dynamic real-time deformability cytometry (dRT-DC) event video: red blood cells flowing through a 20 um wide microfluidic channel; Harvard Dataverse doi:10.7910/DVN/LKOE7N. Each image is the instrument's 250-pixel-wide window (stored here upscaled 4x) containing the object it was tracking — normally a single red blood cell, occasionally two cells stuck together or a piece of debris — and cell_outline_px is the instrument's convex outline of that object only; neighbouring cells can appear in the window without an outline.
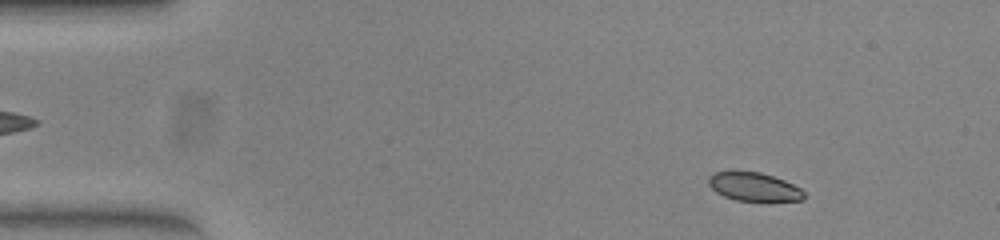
{"species": "common noctule bat (a hibernating species)", "species_latin": "Nyctalus noctula", "temperature_condition": "warm", "stored_images_in_passage": 53, "camera_frame_rate_fps": 3000, "um_per_image_px": 0.085, "animal": {"sex": "female", "body_mass_g": 23.0, "forearm_length_mm": 53.4}, "frame": {"image": 1, "passage_image": 7, "time_ms": 2.0, "image_size_px": [1000, 240], "cell_outline_px": [[804, 200], [736, 200], [724, 196], [716, 192], [708, 184], [708, 176], [716, 172], [760, 172], [784, 180], [800, 188], [804, 192]], "centroid_in_image_um": [64.07, 15.87], "position_along_channel_um": 20.9, "area_um2": 15.49}}
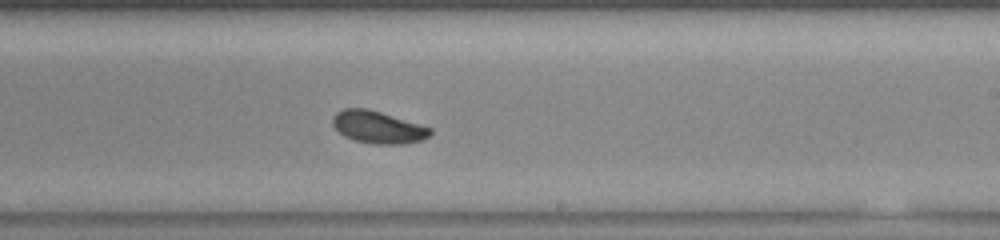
{"frame": {"image": 2, "passage_image": 32, "time_ms": 10.333, "image_size_px": [1000, 240], "cell_outline_px": [[432, 132], [428, 136], [420, 140], [400, 144], [372, 144], [356, 140], [344, 136], [332, 124], [332, 116], [336, 112], [344, 108], [364, 108], [380, 112], [432, 128]], "centroid_in_image_um": [32.09, 10.81], "position_along_channel_um": 256.9, "area_um2": 18.09}}
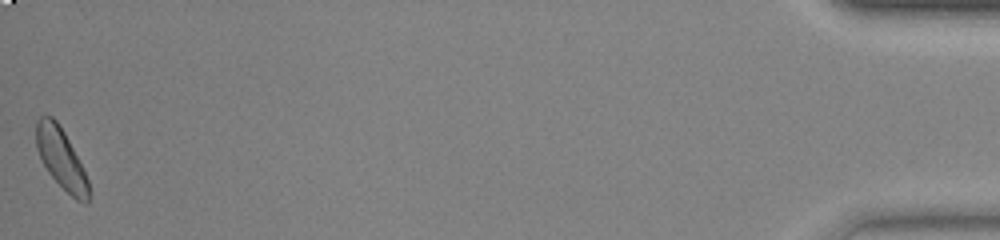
{"frame": {"image": 3, "passage_image": 53, "time_ms": 17.333, "image_size_px": [1000, 240], "cell_outline_px": [[88, 204], [76, 200], [48, 172], [36, 148], [36, 124], [40, 116], [52, 116], [56, 120], [64, 132], [88, 180]], "centroid_in_image_um": [5.17, 13.45], "position_along_channel_um": 430.0, "area_um2": 17.74}}